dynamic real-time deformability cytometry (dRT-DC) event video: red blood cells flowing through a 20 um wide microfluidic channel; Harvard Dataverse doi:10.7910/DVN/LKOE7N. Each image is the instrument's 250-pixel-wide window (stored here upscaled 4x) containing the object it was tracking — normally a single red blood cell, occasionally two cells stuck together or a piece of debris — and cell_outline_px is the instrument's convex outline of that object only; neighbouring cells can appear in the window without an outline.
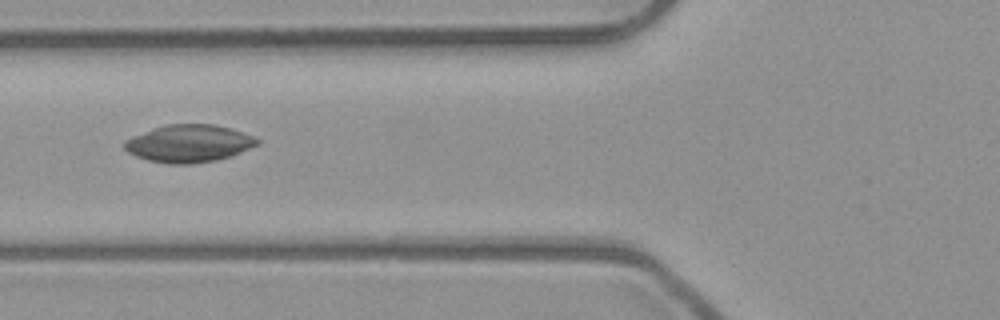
{"species": "common noctule bat (a hibernating species)", "species_latin": "Nyctalus noctula", "temperature_condition": "room temperature", "stored_images_in_passage": 4, "camera_frame_rate_fps": 3000, "um_per_image_px": 0.085, "animal": {"sex": "male", "body_mass_g": 23.1, "forearm_length_mm": 52.7}, "frame": {"image": 1, "passage_image": 2, "time_ms": 0.333, "image_size_px": [1000, 320], "cell_outline_px": [[260, 144], [232, 156], [216, 160], [192, 164], [168, 164], [148, 160], [136, 156], [128, 152], [124, 148], [124, 140], [132, 136], [164, 124], [212, 124], [228, 128], [252, 136], [260, 140]], "centroid_in_image_um": [16.04, 12.2], "position_along_channel_um": 109.8, "area_um2": 29.02}}
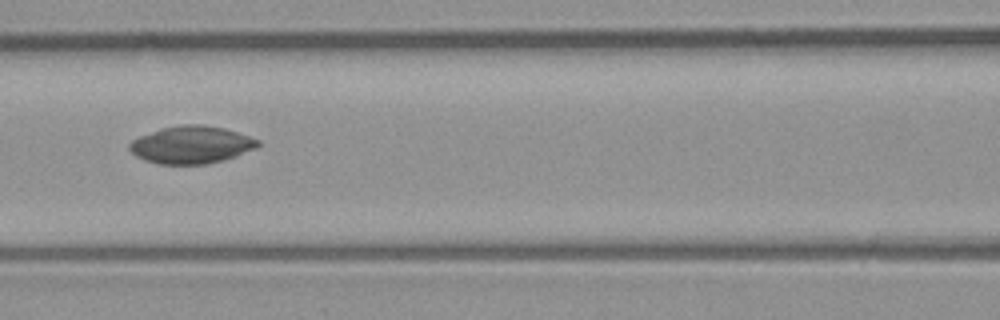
{"frame": {"image": 2, "passage_image": 3, "time_ms": 0.667, "image_size_px": [1000, 320], "cell_outline_px": [[260, 144], [256, 148], [236, 156], [224, 160], [208, 164], [160, 164], [144, 160], [136, 156], [128, 148], [128, 144], [132, 140], [140, 136], [160, 128], [180, 124], [200, 124], [224, 128], [260, 140]], "centroid_in_image_um": [16.25, 12.3], "position_along_channel_um": 150.3, "area_um2": 28.15}}
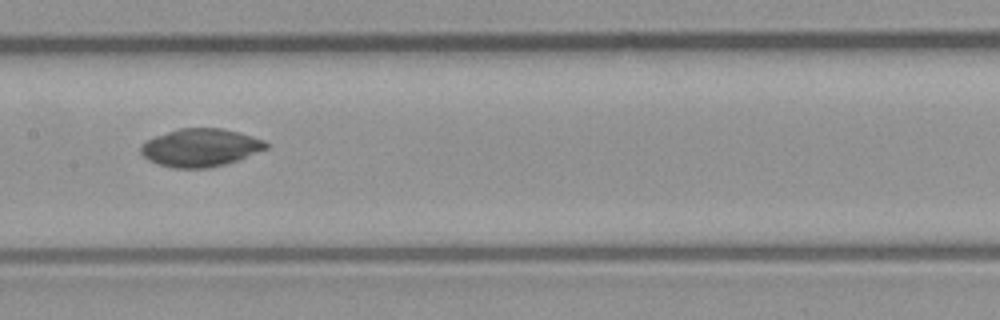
{"frame": {"image": 3, "passage_image": 4, "time_ms": 1.0, "image_size_px": [1000, 320], "cell_outline_px": [[268, 148], [236, 160], [224, 164], [208, 168], [172, 168], [148, 160], [140, 152], [140, 144], [156, 136], [180, 128], [220, 128], [236, 132], [264, 140], [268, 144]], "centroid_in_image_um": [17.0, 12.55], "position_along_channel_um": 190.4, "area_um2": 27.28}}